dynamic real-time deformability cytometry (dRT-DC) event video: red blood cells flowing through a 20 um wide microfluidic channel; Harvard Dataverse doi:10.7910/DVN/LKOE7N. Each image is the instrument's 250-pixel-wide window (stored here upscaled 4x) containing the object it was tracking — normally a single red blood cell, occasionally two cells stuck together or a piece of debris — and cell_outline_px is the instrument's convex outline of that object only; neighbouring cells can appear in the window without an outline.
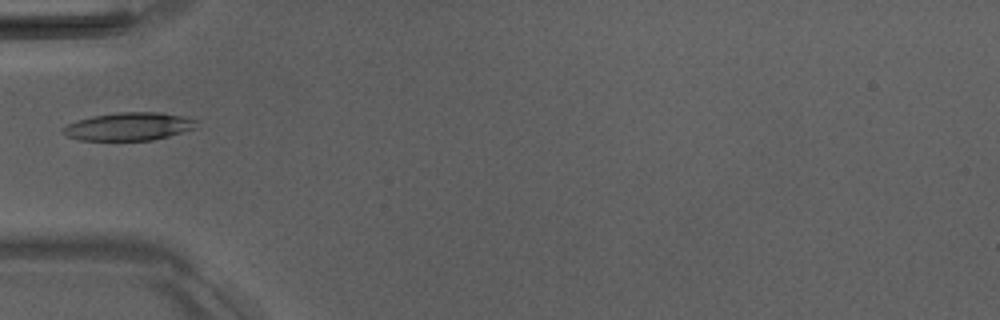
{"species": "Egyptian fruit bat (a non-hibernating species)", "species_latin": "Rousettus aegyptiacus", "temperature_condition": "room temperature", "stored_images_in_passage": 6, "camera_frame_rate_fps": 3000, "um_per_image_px": 0.085, "animal": {"sex": "male"}, "frame": {"image": 1, "passage_image": 5, "time_ms": 5.667, "image_size_px": [1000, 320], "cell_outline_px": [[196, 128], [168, 136], [152, 140], [80, 140], [68, 136], [60, 132], [60, 128], [76, 120], [92, 116], [120, 112], [160, 112], [184, 116], [196, 120]], "centroid_in_image_um": [10.92, 10.75], "position_along_channel_um": 74.1, "area_um2": 21.79}}